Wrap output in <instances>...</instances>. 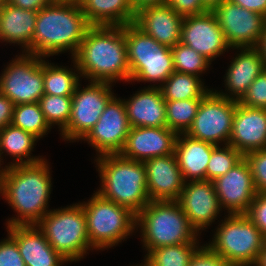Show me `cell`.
<instances>
[{"label": "cell", "instance_id": "6da1fadb", "mask_svg": "<svg viewBox=\"0 0 266 266\" xmlns=\"http://www.w3.org/2000/svg\"><path fill=\"white\" fill-rule=\"evenodd\" d=\"M72 59L90 81H130L124 26H90Z\"/></svg>", "mask_w": 266, "mask_h": 266}, {"label": "cell", "instance_id": "7a4b0ae2", "mask_svg": "<svg viewBox=\"0 0 266 266\" xmlns=\"http://www.w3.org/2000/svg\"><path fill=\"white\" fill-rule=\"evenodd\" d=\"M44 160L23 165L6 166L0 170V193L17 212L18 217L7 227L37 225L47 210L51 193V177Z\"/></svg>", "mask_w": 266, "mask_h": 266}, {"label": "cell", "instance_id": "3957f363", "mask_svg": "<svg viewBox=\"0 0 266 266\" xmlns=\"http://www.w3.org/2000/svg\"><path fill=\"white\" fill-rule=\"evenodd\" d=\"M89 27L78 2L52 1L37 12L30 54L45 58L70 49L74 57Z\"/></svg>", "mask_w": 266, "mask_h": 266}, {"label": "cell", "instance_id": "277c9868", "mask_svg": "<svg viewBox=\"0 0 266 266\" xmlns=\"http://www.w3.org/2000/svg\"><path fill=\"white\" fill-rule=\"evenodd\" d=\"M96 162L102 181L97 193L102 197L129 208L136 215L150 202L143 162L120 154H104Z\"/></svg>", "mask_w": 266, "mask_h": 266}, {"label": "cell", "instance_id": "5b68a950", "mask_svg": "<svg viewBox=\"0 0 266 266\" xmlns=\"http://www.w3.org/2000/svg\"><path fill=\"white\" fill-rule=\"evenodd\" d=\"M136 225L141 227L148 252L162 246L197 243L198 232L178 201H150L136 215Z\"/></svg>", "mask_w": 266, "mask_h": 266}, {"label": "cell", "instance_id": "8992f818", "mask_svg": "<svg viewBox=\"0 0 266 266\" xmlns=\"http://www.w3.org/2000/svg\"><path fill=\"white\" fill-rule=\"evenodd\" d=\"M130 81L161 82L175 71L171 47L158 43L134 23L124 26Z\"/></svg>", "mask_w": 266, "mask_h": 266}, {"label": "cell", "instance_id": "52a82bcc", "mask_svg": "<svg viewBox=\"0 0 266 266\" xmlns=\"http://www.w3.org/2000/svg\"><path fill=\"white\" fill-rule=\"evenodd\" d=\"M87 203H81L85 212L90 245L95 249L110 248L125 239L136 225V214L95 192Z\"/></svg>", "mask_w": 266, "mask_h": 266}, {"label": "cell", "instance_id": "ba28073f", "mask_svg": "<svg viewBox=\"0 0 266 266\" xmlns=\"http://www.w3.org/2000/svg\"><path fill=\"white\" fill-rule=\"evenodd\" d=\"M49 244L68 261H78L91 249L81 203L46 213L37 224Z\"/></svg>", "mask_w": 266, "mask_h": 266}, {"label": "cell", "instance_id": "9c48e42d", "mask_svg": "<svg viewBox=\"0 0 266 266\" xmlns=\"http://www.w3.org/2000/svg\"><path fill=\"white\" fill-rule=\"evenodd\" d=\"M208 246L233 266H253L266 237L245 214H228Z\"/></svg>", "mask_w": 266, "mask_h": 266}, {"label": "cell", "instance_id": "30bf717a", "mask_svg": "<svg viewBox=\"0 0 266 266\" xmlns=\"http://www.w3.org/2000/svg\"><path fill=\"white\" fill-rule=\"evenodd\" d=\"M238 101L210 91L199 105L193 124L187 131L189 137L218 145L229 144L233 118Z\"/></svg>", "mask_w": 266, "mask_h": 266}, {"label": "cell", "instance_id": "8fae6325", "mask_svg": "<svg viewBox=\"0 0 266 266\" xmlns=\"http://www.w3.org/2000/svg\"><path fill=\"white\" fill-rule=\"evenodd\" d=\"M43 57L23 54L0 76V93L14 105L38 102L44 95Z\"/></svg>", "mask_w": 266, "mask_h": 266}, {"label": "cell", "instance_id": "7c38bea8", "mask_svg": "<svg viewBox=\"0 0 266 266\" xmlns=\"http://www.w3.org/2000/svg\"><path fill=\"white\" fill-rule=\"evenodd\" d=\"M86 88L78 83L72 95L71 115L61 131L65 140L83 139L98 122L108 102L114 97L110 83L91 81Z\"/></svg>", "mask_w": 266, "mask_h": 266}, {"label": "cell", "instance_id": "4fadbf2b", "mask_svg": "<svg viewBox=\"0 0 266 266\" xmlns=\"http://www.w3.org/2000/svg\"><path fill=\"white\" fill-rule=\"evenodd\" d=\"M218 24L231 48L255 47L263 33L266 18L229 0L215 7Z\"/></svg>", "mask_w": 266, "mask_h": 266}, {"label": "cell", "instance_id": "5bb4252c", "mask_svg": "<svg viewBox=\"0 0 266 266\" xmlns=\"http://www.w3.org/2000/svg\"><path fill=\"white\" fill-rule=\"evenodd\" d=\"M130 125L124 100L115 96L108 102L98 122L82 139L100 154H119L127 140Z\"/></svg>", "mask_w": 266, "mask_h": 266}, {"label": "cell", "instance_id": "9a60e30c", "mask_svg": "<svg viewBox=\"0 0 266 266\" xmlns=\"http://www.w3.org/2000/svg\"><path fill=\"white\" fill-rule=\"evenodd\" d=\"M180 42L196 50L210 62L230 48L212 11L184 17Z\"/></svg>", "mask_w": 266, "mask_h": 266}, {"label": "cell", "instance_id": "2e32d148", "mask_svg": "<svg viewBox=\"0 0 266 266\" xmlns=\"http://www.w3.org/2000/svg\"><path fill=\"white\" fill-rule=\"evenodd\" d=\"M213 183L221 207L227 208L229 214H245L257 194L250 166L244 157Z\"/></svg>", "mask_w": 266, "mask_h": 266}, {"label": "cell", "instance_id": "e0dca14e", "mask_svg": "<svg viewBox=\"0 0 266 266\" xmlns=\"http://www.w3.org/2000/svg\"><path fill=\"white\" fill-rule=\"evenodd\" d=\"M190 225L199 233L206 228L222 209L215 186L208 180L185 182L180 198L177 200Z\"/></svg>", "mask_w": 266, "mask_h": 266}, {"label": "cell", "instance_id": "ac0fdd59", "mask_svg": "<svg viewBox=\"0 0 266 266\" xmlns=\"http://www.w3.org/2000/svg\"><path fill=\"white\" fill-rule=\"evenodd\" d=\"M176 138L177 134L168 127H131L119 154L139 162L167 156L174 154Z\"/></svg>", "mask_w": 266, "mask_h": 266}, {"label": "cell", "instance_id": "d6986e66", "mask_svg": "<svg viewBox=\"0 0 266 266\" xmlns=\"http://www.w3.org/2000/svg\"><path fill=\"white\" fill-rule=\"evenodd\" d=\"M146 169L150 201H177L184 187V179L175 154L154 157L143 162Z\"/></svg>", "mask_w": 266, "mask_h": 266}, {"label": "cell", "instance_id": "ffe728a7", "mask_svg": "<svg viewBox=\"0 0 266 266\" xmlns=\"http://www.w3.org/2000/svg\"><path fill=\"white\" fill-rule=\"evenodd\" d=\"M229 145L243 156L266 148V109L237 103Z\"/></svg>", "mask_w": 266, "mask_h": 266}, {"label": "cell", "instance_id": "44dd1931", "mask_svg": "<svg viewBox=\"0 0 266 266\" xmlns=\"http://www.w3.org/2000/svg\"><path fill=\"white\" fill-rule=\"evenodd\" d=\"M7 228L8 234L16 241L26 266H60L68 262L54 250L37 225H16Z\"/></svg>", "mask_w": 266, "mask_h": 266}, {"label": "cell", "instance_id": "7402d4cb", "mask_svg": "<svg viewBox=\"0 0 266 266\" xmlns=\"http://www.w3.org/2000/svg\"><path fill=\"white\" fill-rule=\"evenodd\" d=\"M183 19L163 4L140 9L136 12L134 24L158 43L173 47L180 42Z\"/></svg>", "mask_w": 266, "mask_h": 266}, {"label": "cell", "instance_id": "603a6c76", "mask_svg": "<svg viewBox=\"0 0 266 266\" xmlns=\"http://www.w3.org/2000/svg\"><path fill=\"white\" fill-rule=\"evenodd\" d=\"M124 104L130 127H167L166 105L160 87L144 88Z\"/></svg>", "mask_w": 266, "mask_h": 266}, {"label": "cell", "instance_id": "cb8c5ba5", "mask_svg": "<svg viewBox=\"0 0 266 266\" xmlns=\"http://www.w3.org/2000/svg\"><path fill=\"white\" fill-rule=\"evenodd\" d=\"M239 49L241 52L231 62L226 73V80H224L226 81L225 86L228 87L227 91H231L230 93L233 96L215 90L218 95L236 101H239L243 97L252 82L265 69L261 55L255 47Z\"/></svg>", "mask_w": 266, "mask_h": 266}, {"label": "cell", "instance_id": "d4e9b609", "mask_svg": "<svg viewBox=\"0 0 266 266\" xmlns=\"http://www.w3.org/2000/svg\"><path fill=\"white\" fill-rule=\"evenodd\" d=\"M215 146L186 134L177 135L174 154L185 182L187 178H190V181L206 180L207 165Z\"/></svg>", "mask_w": 266, "mask_h": 266}, {"label": "cell", "instance_id": "484cf974", "mask_svg": "<svg viewBox=\"0 0 266 266\" xmlns=\"http://www.w3.org/2000/svg\"><path fill=\"white\" fill-rule=\"evenodd\" d=\"M37 11L21 9L6 1L0 5V40L22 44L30 54V45L35 32Z\"/></svg>", "mask_w": 266, "mask_h": 266}, {"label": "cell", "instance_id": "4316f807", "mask_svg": "<svg viewBox=\"0 0 266 266\" xmlns=\"http://www.w3.org/2000/svg\"><path fill=\"white\" fill-rule=\"evenodd\" d=\"M78 3L90 26H125L136 18L131 0H79Z\"/></svg>", "mask_w": 266, "mask_h": 266}, {"label": "cell", "instance_id": "83f0119b", "mask_svg": "<svg viewBox=\"0 0 266 266\" xmlns=\"http://www.w3.org/2000/svg\"><path fill=\"white\" fill-rule=\"evenodd\" d=\"M37 139V137L23 129L9 124L0 129V157L5 151L9 155L14 156V159L17 158L16 160L18 161L9 164V166L40 162L44 159L39 157H29L31 156L32 148H34V143ZM23 157L26 158V160L23 159Z\"/></svg>", "mask_w": 266, "mask_h": 266}, {"label": "cell", "instance_id": "f1b7e54d", "mask_svg": "<svg viewBox=\"0 0 266 266\" xmlns=\"http://www.w3.org/2000/svg\"><path fill=\"white\" fill-rule=\"evenodd\" d=\"M202 83L199 76L174 71L160 89L164 100L203 99L211 90Z\"/></svg>", "mask_w": 266, "mask_h": 266}, {"label": "cell", "instance_id": "f546056e", "mask_svg": "<svg viewBox=\"0 0 266 266\" xmlns=\"http://www.w3.org/2000/svg\"><path fill=\"white\" fill-rule=\"evenodd\" d=\"M67 68L47 63L43 59L44 94L72 96L79 83V76Z\"/></svg>", "mask_w": 266, "mask_h": 266}, {"label": "cell", "instance_id": "4dcf8cb0", "mask_svg": "<svg viewBox=\"0 0 266 266\" xmlns=\"http://www.w3.org/2000/svg\"><path fill=\"white\" fill-rule=\"evenodd\" d=\"M197 248L196 243L158 247L147 252L146 259L140 266H188Z\"/></svg>", "mask_w": 266, "mask_h": 266}, {"label": "cell", "instance_id": "1f68e13d", "mask_svg": "<svg viewBox=\"0 0 266 266\" xmlns=\"http://www.w3.org/2000/svg\"><path fill=\"white\" fill-rule=\"evenodd\" d=\"M202 99L165 100L167 127L186 134L193 124Z\"/></svg>", "mask_w": 266, "mask_h": 266}, {"label": "cell", "instance_id": "d6a6232c", "mask_svg": "<svg viewBox=\"0 0 266 266\" xmlns=\"http://www.w3.org/2000/svg\"><path fill=\"white\" fill-rule=\"evenodd\" d=\"M11 124L38 139L51 129L38 102L14 105Z\"/></svg>", "mask_w": 266, "mask_h": 266}, {"label": "cell", "instance_id": "836d02e7", "mask_svg": "<svg viewBox=\"0 0 266 266\" xmlns=\"http://www.w3.org/2000/svg\"><path fill=\"white\" fill-rule=\"evenodd\" d=\"M38 103L49 126L59 125L60 130L63 131L69 123L72 96L44 94Z\"/></svg>", "mask_w": 266, "mask_h": 266}, {"label": "cell", "instance_id": "e575fe53", "mask_svg": "<svg viewBox=\"0 0 266 266\" xmlns=\"http://www.w3.org/2000/svg\"><path fill=\"white\" fill-rule=\"evenodd\" d=\"M171 52L176 72L199 76L211 65V62L203 55L181 42L171 47Z\"/></svg>", "mask_w": 266, "mask_h": 266}, {"label": "cell", "instance_id": "d590c367", "mask_svg": "<svg viewBox=\"0 0 266 266\" xmlns=\"http://www.w3.org/2000/svg\"><path fill=\"white\" fill-rule=\"evenodd\" d=\"M243 157L238 150L229 144H226L223 148L216 145L207 165L206 180L213 182L218 177L223 176Z\"/></svg>", "mask_w": 266, "mask_h": 266}, {"label": "cell", "instance_id": "8d00e7d4", "mask_svg": "<svg viewBox=\"0 0 266 266\" xmlns=\"http://www.w3.org/2000/svg\"><path fill=\"white\" fill-rule=\"evenodd\" d=\"M244 158L250 166L257 193H266V148L248 152Z\"/></svg>", "mask_w": 266, "mask_h": 266}, {"label": "cell", "instance_id": "74e56055", "mask_svg": "<svg viewBox=\"0 0 266 266\" xmlns=\"http://www.w3.org/2000/svg\"><path fill=\"white\" fill-rule=\"evenodd\" d=\"M238 103L251 108L266 109V69L252 82Z\"/></svg>", "mask_w": 266, "mask_h": 266}, {"label": "cell", "instance_id": "f35d334b", "mask_svg": "<svg viewBox=\"0 0 266 266\" xmlns=\"http://www.w3.org/2000/svg\"><path fill=\"white\" fill-rule=\"evenodd\" d=\"M188 266H233L215 251L208 244L196 249L190 258Z\"/></svg>", "mask_w": 266, "mask_h": 266}, {"label": "cell", "instance_id": "ab89813d", "mask_svg": "<svg viewBox=\"0 0 266 266\" xmlns=\"http://www.w3.org/2000/svg\"><path fill=\"white\" fill-rule=\"evenodd\" d=\"M245 215L266 237V193H257Z\"/></svg>", "mask_w": 266, "mask_h": 266}, {"label": "cell", "instance_id": "60d3db41", "mask_svg": "<svg viewBox=\"0 0 266 266\" xmlns=\"http://www.w3.org/2000/svg\"><path fill=\"white\" fill-rule=\"evenodd\" d=\"M0 266H26L16 241L10 235L0 242Z\"/></svg>", "mask_w": 266, "mask_h": 266}, {"label": "cell", "instance_id": "b9f144b4", "mask_svg": "<svg viewBox=\"0 0 266 266\" xmlns=\"http://www.w3.org/2000/svg\"><path fill=\"white\" fill-rule=\"evenodd\" d=\"M166 4L182 17L200 15L209 11L202 0H167Z\"/></svg>", "mask_w": 266, "mask_h": 266}, {"label": "cell", "instance_id": "7bdbcfd3", "mask_svg": "<svg viewBox=\"0 0 266 266\" xmlns=\"http://www.w3.org/2000/svg\"><path fill=\"white\" fill-rule=\"evenodd\" d=\"M14 103L0 93V129L12 123Z\"/></svg>", "mask_w": 266, "mask_h": 266}, {"label": "cell", "instance_id": "ee69618b", "mask_svg": "<svg viewBox=\"0 0 266 266\" xmlns=\"http://www.w3.org/2000/svg\"><path fill=\"white\" fill-rule=\"evenodd\" d=\"M249 11L263 15L266 18V0H229Z\"/></svg>", "mask_w": 266, "mask_h": 266}, {"label": "cell", "instance_id": "f6af8a7d", "mask_svg": "<svg viewBox=\"0 0 266 266\" xmlns=\"http://www.w3.org/2000/svg\"><path fill=\"white\" fill-rule=\"evenodd\" d=\"M10 5L19 7L21 9L39 11L47 6L50 0H6Z\"/></svg>", "mask_w": 266, "mask_h": 266}, {"label": "cell", "instance_id": "bcb514c9", "mask_svg": "<svg viewBox=\"0 0 266 266\" xmlns=\"http://www.w3.org/2000/svg\"><path fill=\"white\" fill-rule=\"evenodd\" d=\"M166 3L167 0H131L135 12H138L140 9L147 6L163 5Z\"/></svg>", "mask_w": 266, "mask_h": 266}, {"label": "cell", "instance_id": "7dc6e473", "mask_svg": "<svg viewBox=\"0 0 266 266\" xmlns=\"http://www.w3.org/2000/svg\"><path fill=\"white\" fill-rule=\"evenodd\" d=\"M255 48L258 50L259 54L261 55V58L263 60V64L266 69V21L263 28V33L259 39V42L255 46Z\"/></svg>", "mask_w": 266, "mask_h": 266}, {"label": "cell", "instance_id": "c3c4849f", "mask_svg": "<svg viewBox=\"0 0 266 266\" xmlns=\"http://www.w3.org/2000/svg\"><path fill=\"white\" fill-rule=\"evenodd\" d=\"M226 0H202L204 6L209 10L212 11L218 5H221Z\"/></svg>", "mask_w": 266, "mask_h": 266}, {"label": "cell", "instance_id": "681fc988", "mask_svg": "<svg viewBox=\"0 0 266 266\" xmlns=\"http://www.w3.org/2000/svg\"><path fill=\"white\" fill-rule=\"evenodd\" d=\"M254 266H266V243L260 254L258 255L257 261Z\"/></svg>", "mask_w": 266, "mask_h": 266}, {"label": "cell", "instance_id": "f907efd6", "mask_svg": "<svg viewBox=\"0 0 266 266\" xmlns=\"http://www.w3.org/2000/svg\"><path fill=\"white\" fill-rule=\"evenodd\" d=\"M66 1L79 2V0H66Z\"/></svg>", "mask_w": 266, "mask_h": 266}, {"label": "cell", "instance_id": "816d5d0a", "mask_svg": "<svg viewBox=\"0 0 266 266\" xmlns=\"http://www.w3.org/2000/svg\"><path fill=\"white\" fill-rule=\"evenodd\" d=\"M6 0H0V5L3 4Z\"/></svg>", "mask_w": 266, "mask_h": 266}, {"label": "cell", "instance_id": "f5cc1de1", "mask_svg": "<svg viewBox=\"0 0 266 266\" xmlns=\"http://www.w3.org/2000/svg\"><path fill=\"white\" fill-rule=\"evenodd\" d=\"M50 1L52 2V1H66V0H50Z\"/></svg>", "mask_w": 266, "mask_h": 266}]
</instances>
